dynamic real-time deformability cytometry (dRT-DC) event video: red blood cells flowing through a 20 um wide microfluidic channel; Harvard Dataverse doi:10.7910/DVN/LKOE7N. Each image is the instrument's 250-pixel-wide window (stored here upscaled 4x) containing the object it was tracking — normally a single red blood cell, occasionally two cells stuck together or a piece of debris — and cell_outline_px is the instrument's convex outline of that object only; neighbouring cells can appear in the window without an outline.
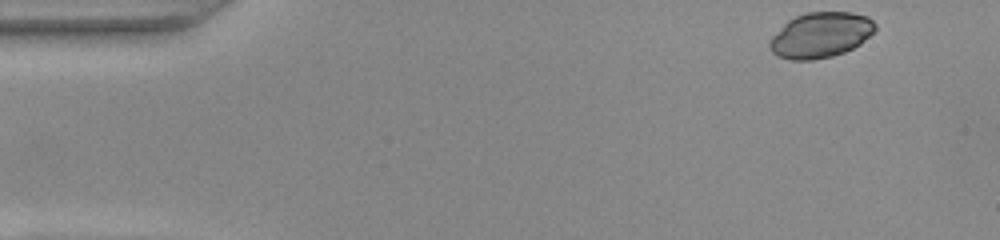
{"species": "common noctule bat (a hibernating species)", "species_latin": "Nyctalus noctula", "temperature_condition": "warm", "stored_images_in_passage": 49, "camera_frame_rate_fps": 3000, "um_per_image_px": 0.085, "animal": {"sex": "female", "body_mass_g": 22.0, "forearm_length_mm": 56.7}, "frame": {"image": 1, "passage_image": 1, "time_ms": 0.0, "image_size_px": [1000, 240], "cell_outline_px": [[876, 28], [860, 44], [844, 52], [832, 56], [812, 60], [792, 60], [776, 56], [768, 48], [768, 44], [772, 36], [788, 20], [796, 16], [808, 12], [852, 12], [868, 16], [876, 24]], "centroid_in_image_um": [69.73, 2.98], "position_along_channel_um": 15.3, "area_um2": 27.92}}